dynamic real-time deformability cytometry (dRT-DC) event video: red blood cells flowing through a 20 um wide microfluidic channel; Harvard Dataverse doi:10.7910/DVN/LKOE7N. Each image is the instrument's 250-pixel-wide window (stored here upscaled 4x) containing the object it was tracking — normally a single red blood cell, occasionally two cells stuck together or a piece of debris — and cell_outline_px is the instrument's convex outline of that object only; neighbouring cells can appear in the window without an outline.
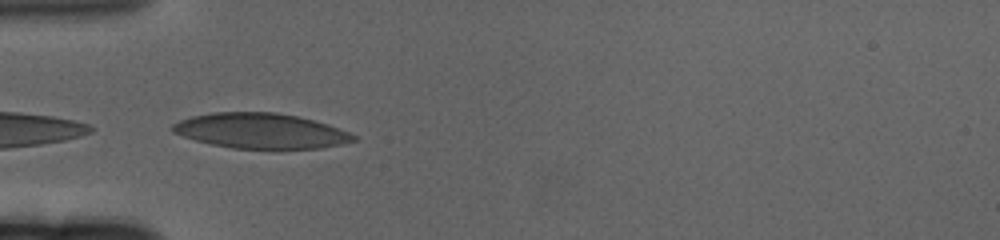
{"species": "human", "species_latin": "Homo sapiens", "temperature_condition": "cold", "stored_images_in_passage": 7, "camera_frame_rate_fps": 3000, "um_per_image_px": 0.085, "donor": {"sex": "female"}, "frame": {"image": 1, "passage_image": 1, "time_ms": 0.0, "image_size_px": [1000, 240], "cell_outline_px": [[356, 140], [340, 144], [320, 148], [232, 148], [212, 144], [196, 140], [172, 132], [172, 124], [180, 120], [192, 116], [212, 112], [272, 112], [296, 116], [328, 124], [348, 132], [356, 136]], "centroid_in_image_um": [22.14, 11.11], "position_along_channel_um": 62.9, "area_um2": 36.65}}